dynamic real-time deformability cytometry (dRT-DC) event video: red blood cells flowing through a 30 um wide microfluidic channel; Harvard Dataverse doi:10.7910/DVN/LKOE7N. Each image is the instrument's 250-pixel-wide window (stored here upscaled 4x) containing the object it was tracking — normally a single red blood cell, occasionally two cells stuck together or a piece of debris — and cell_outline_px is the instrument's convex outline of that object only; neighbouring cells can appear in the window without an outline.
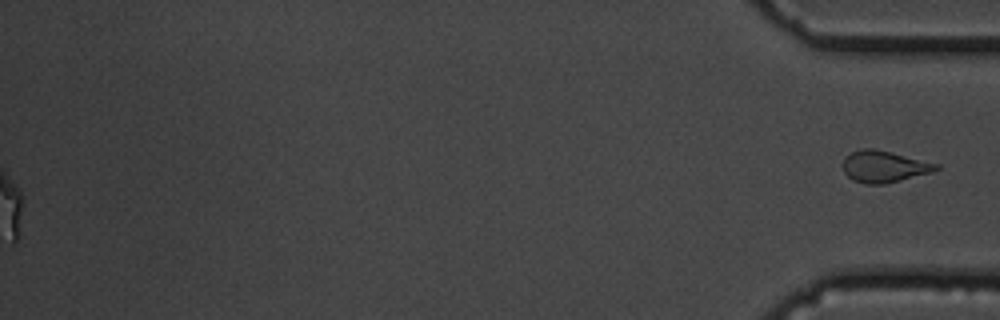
{"species": "common noctule bat (a hibernating species)", "species_latin": "Nyctalus noctula", "temperature_condition": "cold", "stored_images_in_passage": 59, "segment_of_instrument_passage": [2, 2], "camera_frame_rate_fps": 3000, "um_per_image_px": 0.085, "animal": {"sex": "male", "body_mass_g": 19.5, "forearm_length_mm": 54.6}, "frame": {"image": 1, "passage_image": 59, "time_ms": 19.333, "image_size_px": [1000, 320], "cell_outline_px": [[940, 168], [932, 172], [884, 184], [864, 184], [852, 180], [844, 172], [844, 156], [852, 152], [864, 148], [872, 148], [940, 164]], "centroid_in_image_um": [75.14, 14.16], "position_along_channel_um": 360.1, "area_um2": 16.99}}